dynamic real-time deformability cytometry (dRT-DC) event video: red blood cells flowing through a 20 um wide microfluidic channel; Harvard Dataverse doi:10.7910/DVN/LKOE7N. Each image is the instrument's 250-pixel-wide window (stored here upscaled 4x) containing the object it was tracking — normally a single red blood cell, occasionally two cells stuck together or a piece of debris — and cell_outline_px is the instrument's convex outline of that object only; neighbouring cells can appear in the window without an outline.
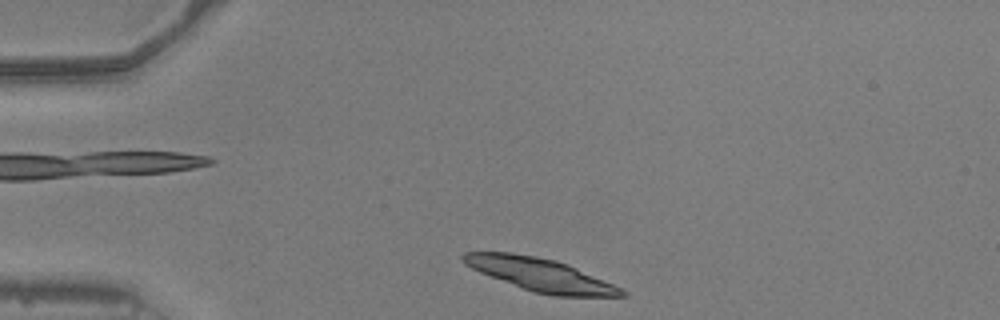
{"species": "common noctule bat (a hibernating species)", "species_latin": "Nyctalus noctula", "temperature_condition": "warm", "stored_images_in_passage": 41, "camera_frame_rate_fps": 3000, "um_per_image_px": 0.085, "animal": {"sex": "male", "body_mass_g": 20.5, "forearm_length_mm": 52.5}, "frame": {"image": 1, "passage_image": 1, "time_ms": 0.0, "image_size_px": [1000, 320], "cell_outline_px": [[628, 296], [552, 296], [532, 292], [480, 272], [464, 264], [460, 260], [460, 256], [464, 252], [512, 252], [536, 256], [556, 260], [568, 264], [624, 288], [628, 292]], "centroid_in_image_um": [45.96, 23.35], "position_along_channel_um": 39.0, "area_um2": 30.69}}